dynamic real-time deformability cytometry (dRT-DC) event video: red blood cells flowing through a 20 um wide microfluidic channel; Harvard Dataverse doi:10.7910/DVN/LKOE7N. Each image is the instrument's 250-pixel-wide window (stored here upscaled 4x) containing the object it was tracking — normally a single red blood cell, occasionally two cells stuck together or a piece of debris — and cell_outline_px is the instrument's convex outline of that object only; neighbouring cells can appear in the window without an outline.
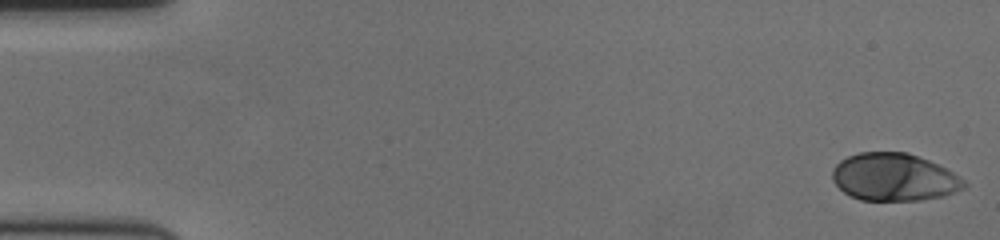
{"species": "human", "species_latin": "Homo sapiens", "temperature_condition": "cold", "stored_images_in_passage": 58, "camera_frame_rate_fps": 3000, "um_per_image_px": 0.085, "donor": {"sex": "female"}, "frame": {"image": 1, "passage_image": 1, "time_ms": 0.0, "image_size_px": [1000, 240], "cell_outline_px": [[968, 184], [964, 188], [944, 196], [920, 200], [860, 200], [844, 192], [832, 180], [832, 168], [840, 160], [848, 156], [860, 152], [908, 152], [928, 160], [952, 172], [964, 180]], "centroid_in_image_um": [75.98, 15.06], "position_along_channel_um": 9.0, "area_um2": 36.41}}
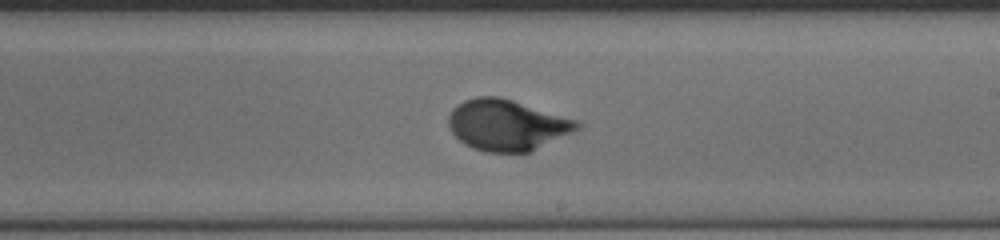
{"frame": {"image": 2, "passage_image": 34, "time_ms": 11.0, "image_size_px": [1000, 240], "cell_outline_px": [[580, 128], [532, 152], [484, 152], [472, 148], [464, 144], [452, 132], [448, 124], [448, 116], [452, 108], [456, 104], [464, 100], [476, 96], [500, 96], [580, 120]], "centroid_in_image_um": [43.09, 10.62], "position_along_channel_um": 245.9, "area_um2": 38.61}}
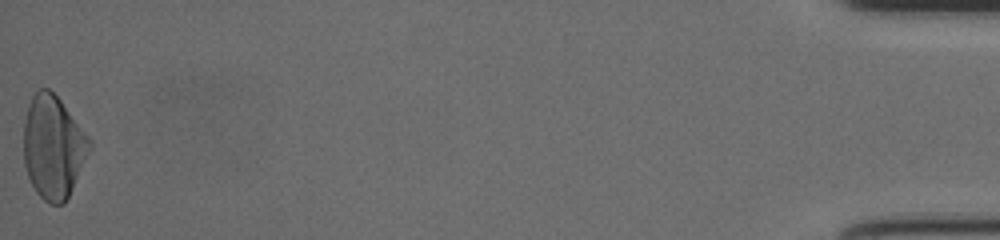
{"frame": {"image": 3, "passage_image": 58, "time_ms": 19.0, "image_size_px": [1000, 240], "cell_outline_px": [[92, 148], [64, 204], [48, 204], [36, 192], [28, 176], [24, 164], [24, 120], [28, 104], [32, 96], [40, 88], [48, 88], [60, 100], [92, 140]], "centroid_in_image_um": [4.53, 12.5], "position_along_channel_um": 430.7, "area_um2": 39.48}, "authors_computed_cell_mechanics": {"area_um2": 36.992, "velocity_mm_per_s": 3.553, "shape_relaxation_time_tau1_ms": 3.1561, "shape_relaxation_time_tau2_ms": null, "deformation_change_tau1": 0.1624, "deformation_change_tau2": null}}